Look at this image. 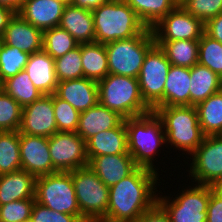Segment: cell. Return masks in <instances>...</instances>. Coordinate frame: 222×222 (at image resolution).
I'll use <instances>...</instances> for the list:
<instances>
[{"mask_svg": "<svg viewBox=\"0 0 222 222\" xmlns=\"http://www.w3.org/2000/svg\"><path fill=\"white\" fill-rule=\"evenodd\" d=\"M135 222H171L167 213L156 203L150 210L140 215Z\"/></svg>", "mask_w": 222, "mask_h": 222, "instance_id": "7bdbcfd3", "label": "cell"}, {"mask_svg": "<svg viewBox=\"0 0 222 222\" xmlns=\"http://www.w3.org/2000/svg\"><path fill=\"white\" fill-rule=\"evenodd\" d=\"M19 133L51 137L58 132L53 109V94L43 95L40 99L22 107Z\"/></svg>", "mask_w": 222, "mask_h": 222, "instance_id": "5bb4252c", "label": "cell"}, {"mask_svg": "<svg viewBox=\"0 0 222 222\" xmlns=\"http://www.w3.org/2000/svg\"><path fill=\"white\" fill-rule=\"evenodd\" d=\"M31 222H82L77 216L59 213L39 204L35 201L31 217Z\"/></svg>", "mask_w": 222, "mask_h": 222, "instance_id": "60d3db41", "label": "cell"}, {"mask_svg": "<svg viewBox=\"0 0 222 222\" xmlns=\"http://www.w3.org/2000/svg\"><path fill=\"white\" fill-rule=\"evenodd\" d=\"M20 169L19 131H0V175Z\"/></svg>", "mask_w": 222, "mask_h": 222, "instance_id": "1f68e13d", "label": "cell"}, {"mask_svg": "<svg viewBox=\"0 0 222 222\" xmlns=\"http://www.w3.org/2000/svg\"><path fill=\"white\" fill-rule=\"evenodd\" d=\"M190 68L171 65L164 86L165 106H190Z\"/></svg>", "mask_w": 222, "mask_h": 222, "instance_id": "d4e9b609", "label": "cell"}, {"mask_svg": "<svg viewBox=\"0 0 222 222\" xmlns=\"http://www.w3.org/2000/svg\"><path fill=\"white\" fill-rule=\"evenodd\" d=\"M155 112L161 118L166 145H173L177 150L188 153L189 156L202 143L205 135L199 124L195 106H165L158 107Z\"/></svg>", "mask_w": 222, "mask_h": 222, "instance_id": "277c9868", "label": "cell"}, {"mask_svg": "<svg viewBox=\"0 0 222 222\" xmlns=\"http://www.w3.org/2000/svg\"><path fill=\"white\" fill-rule=\"evenodd\" d=\"M190 77V106H196L221 90L222 78L205 66L195 64L190 68Z\"/></svg>", "mask_w": 222, "mask_h": 222, "instance_id": "484cf974", "label": "cell"}, {"mask_svg": "<svg viewBox=\"0 0 222 222\" xmlns=\"http://www.w3.org/2000/svg\"><path fill=\"white\" fill-rule=\"evenodd\" d=\"M198 64L209 68L222 78V43L205 32L199 39Z\"/></svg>", "mask_w": 222, "mask_h": 222, "instance_id": "e575fe53", "label": "cell"}, {"mask_svg": "<svg viewBox=\"0 0 222 222\" xmlns=\"http://www.w3.org/2000/svg\"><path fill=\"white\" fill-rule=\"evenodd\" d=\"M78 45L74 37L60 26L43 31V50L53 59L62 57Z\"/></svg>", "mask_w": 222, "mask_h": 222, "instance_id": "d6a6232c", "label": "cell"}, {"mask_svg": "<svg viewBox=\"0 0 222 222\" xmlns=\"http://www.w3.org/2000/svg\"><path fill=\"white\" fill-rule=\"evenodd\" d=\"M71 176L81 215L88 222H100L108 210L109 187L89 166L71 171Z\"/></svg>", "mask_w": 222, "mask_h": 222, "instance_id": "ba28073f", "label": "cell"}, {"mask_svg": "<svg viewBox=\"0 0 222 222\" xmlns=\"http://www.w3.org/2000/svg\"><path fill=\"white\" fill-rule=\"evenodd\" d=\"M21 117L22 107L0 89V131H18Z\"/></svg>", "mask_w": 222, "mask_h": 222, "instance_id": "8d00e7d4", "label": "cell"}, {"mask_svg": "<svg viewBox=\"0 0 222 222\" xmlns=\"http://www.w3.org/2000/svg\"><path fill=\"white\" fill-rule=\"evenodd\" d=\"M88 166L109 188L138 167L130 154L95 156L88 161Z\"/></svg>", "mask_w": 222, "mask_h": 222, "instance_id": "d6986e66", "label": "cell"}, {"mask_svg": "<svg viewBox=\"0 0 222 222\" xmlns=\"http://www.w3.org/2000/svg\"><path fill=\"white\" fill-rule=\"evenodd\" d=\"M190 156L189 177L194 183L214 187L222 184V135L205 136Z\"/></svg>", "mask_w": 222, "mask_h": 222, "instance_id": "8fae6325", "label": "cell"}, {"mask_svg": "<svg viewBox=\"0 0 222 222\" xmlns=\"http://www.w3.org/2000/svg\"><path fill=\"white\" fill-rule=\"evenodd\" d=\"M55 94L80 113L99 102L97 82L85 77L58 82Z\"/></svg>", "mask_w": 222, "mask_h": 222, "instance_id": "ac0fdd59", "label": "cell"}, {"mask_svg": "<svg viewBox=\"0 0 222 222\" xmlns=\"http://www.w3.org/2000/svg\"><path fill=\"white\" fill-rule=\"evenodd\" d=\"M180 5L204 24L222 13V0H185Z\"/></svg>", "mask_w": 222, "mask_h": 222, "instance_id": "ab89813d", "label": "cell"}, {"mask_svg": "<svg viewBox=\"0 0 222 222\" xmlns=\"http://www.w3.org/2000/svg\"><path fill=\"white\" fill-rule=\"evenodd\" d=\"M64 2L66 5L72 4L73 0H60Z\"/></svg>", "mask_w": 222, "mask_h": 222, "instance_id": "c3c4849f", "label": "cell"}, {"mask_svg": "<svg viewBox=\"0 0 222 222\" xmlns=\"http://www.w3.org/2000/svg\"><path fill=\"white\" fill-rule=\"evenodd\" d=\"M35 198L16 200L0 205V222H25L30 220Z\"/></svg>", "mask_w": 222, "mask_h": 222, "instance_id": "f35d334b", "label": "cell"}, {"mask_svg": "<svg viewBox=\"0 0 222 222\" xmlns=\"http://www.w3.org/2000/svg\"><path fill=\"white\" fill-rule=\"evenodd\" d=\"M110 0H73L72 5L92 11Z\"/></svg>", "mask_w": 222, "mask_h": 222, "instance_id": "bcb514c9", "label": "cell"}, {"mask_svg": "<svg viewBox=\"0 0 222 222\" xmlns=\"http://www.w3.org/2000/svg\"><path fill=\"white\" fill-rule=\"evenodd\" d=\"M58 82L83 78L81 44L62 57L54 59Z\"/></svg>", "mask_w": 222, "mask_h": 222, "instance_id": "d590c367", "label": "cell"}, {"mask_svg": "<svg viewBox=\"0 0 222 222\" xmlns=\"http://www.w3.org/2000/svg\"><path fill=\"white\" fill-rule=\"evenodd\" d=\"M88 161L101 155L129 154L125 119L117 127L101 131L86 141Z\"/></svg>", "mask_w": 222, "mask_h": 222, "instance_id": "44dd1931", "label": "cell"}, {"mask_svg": "<svg viewBox=\"0 0 222 222\" xmlns=\"http://www.w3.org/2000/svg\"><path fill=\"white\" fill-rule=\"evenodd\" d=\"M24 70L43 95H51L56 92L58 81L54 59L44 50L30 54Z\"/></svg>", "mask_w": 222, "mask_h": 222, "instance_id": "7402d4cb", "label": "cell"}, {"mask_svg": "<svg viewBox=\"0 0 222 222\" xmlns=\"http://www.w3.org/2000/svg\"><path fill=\"white\" fill-rule=\"evenodd\" d=\"M1 89L21 107L40 99L43 94L34 86L25 70L1 83Z\"/></svg>", "mask_w": 222, "mask_h": 222, "instance_id": "f546056e", "label": "cell"}, {"mask_svg": "<svg viewBox=\"0 0 222 222\" xmlns=\"http://www.w3.org/2000/svg\"><path fill=\"white\" fill-rule=\"evenodd\" d=\"M124 119L118 112L110 110L98 102L92 108L80 113L76 133L86 142L101 131L119 126Z\"/></svg>", "mask_w": 222, "mask_h": 222, "instance_id": "ffe728a7", "label": "cell"}, {"mask_svg": "<svg viewBox=\"0 0 222 222\" xmlns=\"http://www.w3.org/2000/svg\"><path fill=\"white\" fill-rule=\"evenodd\" d=\"M53 109L58 132H76L80 112L55 93L53 94Z\"/></svg>", "mask_w": 222, "mask_h": 222, "instance_id": "74e56055", "label": "cell"}, {"mask_svg": "<svg viewBox=\"0 0 222 222\" xmlns=\"http://www.w3.org/2000/svg\"><path fill=\"white\" fill-rule=\"evenodd\" d=\"M65 6L60 0H24L17 13L44 31L60 25Z\"/></svg>", "mask_w": 222, "mask_h": 222, "instance_id": "2e32d148", "label": "cell"}, {"mask_svg": "<svg viewBox=\"0 0 222 222\" xmlns=\"http://www.w3.org/2000/svg\"><path fill=\"white\" fill-rule=\"evenodd\" d=\"M30 54L2 43L0 47V83L24 70Z\"/></svg>", "mask_w": 222, "mask_h": 222, "instance_id": "836d02e7", "label": "cell"}, {"mask_svg": "<svg viewBox=\"0 0 222 222\" xmlns=\"http://www.w3.org/2000/svg\"><path fill=\"white\" fill-rule=\"evenodd\" d=\"M147 27L152 28L178 4L174 0H124Z\"/></svg>", "mask_w": 222, "mask_h": 222, "instance_id": "4dcf8cb0", "label": "cell"}, {"mask_svg": "<svg viewBox=\"0 0 222 222\" xmlns=\"http://www.w3.org/2000/svg\"><path fill=\"white\" fill-rule=\"evenodd\" d=\"M108 56L109 74L137 78L144 58L155 45V38L150 28L129 39L105 43Z\"/></svg>", "mask_w": 222, "mask_h": 222, "instance_id": "8992f818", "label": "cell"}, {"mask_svg": "<svg viewBox=\"0 0 222 222\" xmlns=\"http://www.w3.org/2000/svg\"><path fill=\"white\" fill-rule=\"evenodd\" d=\"M194 186H189L191 188L188 187L179 191L180 195L177 194L175 199L170 196H157V203L167 213L171 222L207 221V208L210 200L211 186L196 183Z\"/></svg>", "mask_w": 222, "mask_h": 222, "instance_id": "9c48e42d", "label": "cell"}, {"mask_svg": "<svg viewBox=\"0 0 222 222\" xmlns=\"http://www.w3.org/2000/svg\"><path fill=\"white\" fill-rule=\"evenodd\" d=\"M0 5L9 7L17 13L22 5V0H0Z\"/></svg>", "mask_w": 222, "mask_h": 222, "instance_id": "7dc6e473", "label": "cell"}, {"mask_svg": "<svg viewBox=\"0 0 222 222\" xmlns=\"http://www.w3.org/2000/svg\"><path fill=\"white\" fill-rule=\"evenodd\" d=\"M3 43L33 54L43 50V31L15 13L8 22L3 35Z\"/></svg>", "mask_w": 222, "mask_h": 222, "instance_id": "e0dca14e", "label": "cell"}, {"mask_svg": "<svg viewBox=\"0 0 222 222\" xmlns=\"http://www.w3.org/2000/svg\"><path fill=\"white\" fill-rule=\"evenodd\" d=\"M178 5H180L182 2H184L185 0H174Z\"/></svg>", "mask_w": 222, "mask_h": 222, "instance_id": "681fc988", "label": "cell"}, {"mask_svg": "<svg viewBox=\"0 0 222 222\" xmlns=\"http://www.w3.org/2000/svg\"><path fill=\"white\" fill-rule=\"evenodd\" d=\"M49 150L53 173L88 166L86 142L76 132H56L49 137Z\"/></svg>", "mask_w": 222, "mask_h": 222, "instance_id": "7c38bea8", "label": "cell"}, {"mask_svg": "<svg viewBox=\"0 0 222 222\" xmlns=\"http://www.w3.org/2000/svg\"><path fill=\"white\" fill-rule=\"evenodd\" d=\"M206 222H222V190L211 186Z\"/></svg>", "mask_w": 222, "mask_h": 222, "instance_id": "b9f144b4", "label": "cell"}, {"mask_svg": "<svg viewBox=\"0 0 222 222\" xmlns=\"http://www.w3.org/2000/svg\"><path fill=\"white\" fill-rule=\"evenodd\" d=\"M155 41L199 40L204 23L177 5L151 28Z\"/></svg>", "mask_w": 222, "mask_h": 222, "instance_id": "4fadbf2b", "label": "cell"}, {"mask_svg": "<svg viewBox=\"0 0 222 222\" xmlns=\"http://www.w3.org/2000/svg\"><path fill=\"white\" fill-rule=\"evenodd\" d=\"M158 178V172L137 167L130 175L111 186L108 210L100 222H135L157 203L160 194L156 193Z\"/></svg>", "mask_w": 222, "mask_h": 222, "instance_id": "6da1fadb", "label": "cell"}, {"mask_svg": "<svg viewBox=\"0 0 222 222\" xmlns=\"http://www.w3.org/2000/svg\"><path fill=\"white\" fill-rule=\"evenodd\" d=\"M128 152L138 167H145L155 172L154 165L159 148L166 144V137L161 118L155 111L125 118ZM156 167V168H155Z\"/></svg>", "mask_w": 222, "mask_h": 222, "instance_id": "7a4b0ae2", "label": "cell"}, {"mask_svg": "<svg viewBox=\"0 0 222 222\" xmlns=\"http://www.w3.org/2000/svg\"><path fill=\"white\" fill-rule=\"evenodd\" d=\"M59 26L68 31L78 44L95 42L92 11L73 6L72 4L66 5Z\"/></svg>", "mask_w": 222, "mask_h": 222, "instance_id": "603a6c76", "label": "cell"}, {"mask_svg": "<svg viewBox=\"0 0 222 222\" xmlns=\"http://www.w3.org/2000/svg\"><path fill=\"white\" fill-rule=\"evenodd\" d=\"M21 169L35 177L53 174L49 138L19 133Z\"/></svg>", "mask_w": 222, "mask_h": 222, "instance_id": "9a60e30c", "label": "cell"}, {"mask_svg": "<svg viewBox=\"0 0 222 222\" xmlns=\"http://www.w3.org/2000/svg\"><path fill=\"white\" fill-rule=\"evenodd\" d=\"M204 25V32L211 38L222 43V13L209 19Z\"/></svg>", "mask_w": 222, "mask_h": 222, "instance_id": "ee69618b", "label": "cell"}, {"mask_svg": "<svg viewBox=\"0 0 222 222\" xmlns=\"http://www.w3.org/2000/svg\"><path fill=\"white\" fill-rule=\"evenodd\" d=\"M92 14L96 43L129 39L146 28L124 0H110L92 10Z\"/></svg>", "mask_w": 222, "mask_h": 222, "instance_id": "3957f363", "label": "cell"}, {"mask_svg": "<svg viewBox=\"0 0 222 222\" xmlns=\"http://www.w3.org/2000/svg\"><path fill=\"white\" fill-rule=\"evenodd\" d=\"M97 84L99 103L124 118L141 116L152 111L142 99L137 78L108 74Z\"/></svg>", "mask_w": 222, "mask_h": 222, "instance_id": "5b68a950", "label": "cell"}, {"mask_svg": "<svg viewBox=\"0 0 222 222\" xmlns=\"http://www.w3.org/2000/svg\"><path fill=\"white\" fill-rule=\"evenodd\" d=\"M2 43H3V37L0 36V47H1Z\"/></svg>", "mask_w": 222, "mask_h": 222, "instance_id": "f907efd6", "label": "cell"}, {"mask_svg": "<svg viewBox=\"0 0 222 222\" xmlns=\"http://www.w3.org/2000/svg\"><path fill=\"white\" fill-rule=\"evenodd\" d=\"M83 77L96 82L108 74V56L105 45L101 43L81 44Z\"/></svg>", "mask_w": 222, "mask_h": 222, "instance_id": "4316f807", "label": "cell"}, {"mask_svg": "<svg viewBox=\"0 0 222 222\" xmlns=\"http://www.w3.org/2000/svg\"><path fill=\"white\" fill-rule=\"evenodd\" d=\"M195 107L203 134L222 135V91L212 94Z\"/></svg>", "mask_w": 222, "mask_h": 222, "instance_id": "83f0119b", "label": "cell"}, {"mask_svg": "<svg viewBox=\"0 0 222 222\" xmlns=\"http://www.w3.org/2000/svg\"><path fill=\"white\" fill-rule=\"evenodd\" d=\"M16 12L9 7L0 5V36L3 37L9 20Z\"/></svg>", "mask_w": 222, "mask_h": 222, "instance_id": "f6af8a7d", "label": "cell"}, {"mask_svg": "<svg viewBox=\"0 0 222 222\" xmlns=\"http://www.w3.org/2000/svg\"><path fill=\"white\" fill-rule=\"evenodd\" d=\"M171 65L191 68L198 64L199 40L155 41Z\"/></svg>", "mask_w": 222, "mask_h": 222, "instance_id": "f1b7e54d", "label": "cell"}, {"mask_svg": "<svg viewBox=\"0 0 222 222\" xmlns=\"http://www.w3.org/2000/svg\"><path fill=\"white\" fill-rule=\"evenodd\" d=\"M35 181L36 177L23 169L0 175V205L35 198Z\"/></svg>", "mask_w": 222, "mask_h": 222, "instance_id": "cb8c5ba5", "label": "cell"}, {"mask_svg": "<svg viewBox=\"0 0 222 222\" xmlns=\"http://www.w3.org/2000/svg\"><path fill=\"white\" fill-rule=\"evenodd\" d=\"M35 201L59 213L77 216L88 222L80 212L71 172H56L36 177Z\"/></svg>", "mask_w": 222, "mask_h": 222, "instance_id": "52a82bcc", "label": "cell"}, {"mask_svg": "<svg viewBox=\"0 0 222 222\" xmlns=\"http://www.w3.org/2000/svg\"><path fill=\"white\" fill-rule=\"evenodd\" d=\"M170 66L165 52L156 44L144 58L137 79L142 99L152 111L164 107V86Z\"/></svg>", "mask_w": 222, "mask_h": 222, "instance_id": "30bf717a", "label": "cell"}]
</instances>
